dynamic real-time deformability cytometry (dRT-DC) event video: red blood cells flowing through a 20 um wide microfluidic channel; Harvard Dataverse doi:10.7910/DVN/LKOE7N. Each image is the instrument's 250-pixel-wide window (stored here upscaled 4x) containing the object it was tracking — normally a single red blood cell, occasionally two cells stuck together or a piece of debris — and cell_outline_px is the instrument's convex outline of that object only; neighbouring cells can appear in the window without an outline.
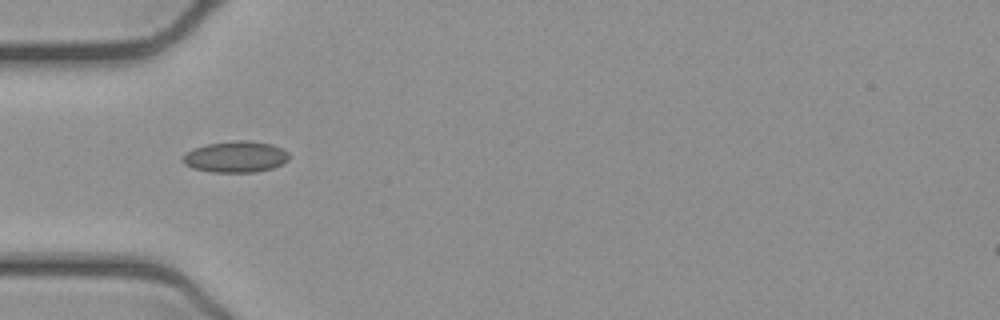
{"species": "common noctule bat (a hibernating species)", "species_latin": "Nyctalus noctula", "temperature_condition": "cold", "stored_images_in_passage": 16, "camera_frame_rate_fps": 3000, "um_per_image_px": 0.085, "animal": {"sex": "female", "body_mass_g": 21.9}, "frame": {"image": 1, "passage_image": 1, "time_ms": 0.0, "image_size_px": [1000, 320], "cell_outline_px": [[288, 160], [284, 164], [272, 168], [256, 172], [212, 172], [192, 168], [184, 164], [180, 160], [192, 148], [208, 144], [236, 140], [244, 140], [272, 144], [288, 152]], "centroid_in_image_um": [20.02, 13.33], "position_along_channel_um": 65.0, "area_um2": 19.36}}
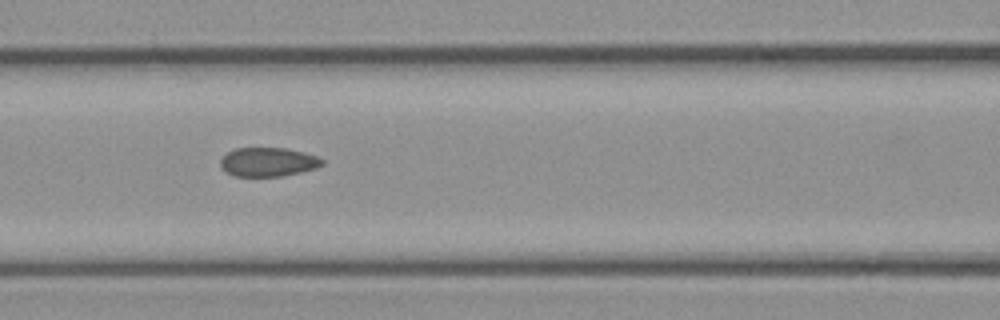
{"frame": {"image": 2, "passage_image": 7, "time_ms": 2.0, "image_size_px": [1000, 320], "cell_outline_px": [[324, 164], [316, 168], [300, 172], [280, 176], [236, 176], [228, 172], [220, 164], [220, 160], [228, 152], [236, 148], [288, 148], [304, 152], [316, 156], [324, 160]], "centroid_in_image_um": [22.82, 13.76], "position_along_channel_um": 143.8, "area_um2": 16.99}}
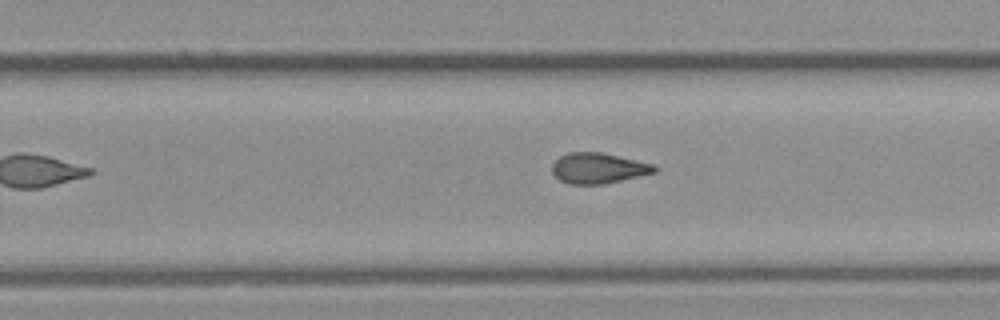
{"frame": {"image": 3, "passage_image": 14, "time_ms": 4.333, "image_size_px": [1000, 320], "cell_outline_px": [[656, 172], [604, 184], [568, 184], [560, 180], [552, 172], [552, 164], [560, 156], [568, 152], [600, 152], [656, 164]], "centroid_in_image_um": [50.85, 14.29], "position_along_channel_um": 278.9, "area_um2": 18.21}}